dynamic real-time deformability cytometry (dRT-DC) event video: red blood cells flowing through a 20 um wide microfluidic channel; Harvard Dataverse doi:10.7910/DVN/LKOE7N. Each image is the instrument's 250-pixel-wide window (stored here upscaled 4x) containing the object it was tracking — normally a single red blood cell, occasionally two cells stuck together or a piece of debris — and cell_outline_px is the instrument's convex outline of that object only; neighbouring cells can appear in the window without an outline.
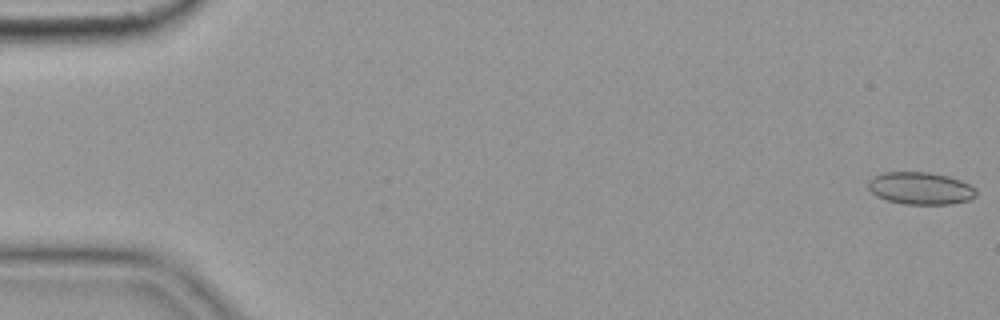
{"species": "common noctule bat (a hibernating species)", "species_latin": "Nyctalus noctula", "temperature_condition": "cold", "stored_images_in_passage": 56, "camera_frame_rate_fps": 3000, "um_per_image_px": 0.085, "animal": {"sex": "female", "body_mass_g": 19.9}, "frame": {"image": 1, "passage_image": 1, "time_ms": 0.0, "image_size_px": [1000, 320], "cell_outline_px": [[976, 196], [968, 200], [948, 204], [904, 204], [888, 200], [876, 196], [868, 188], [868, 180], [872, 176], [884, 172], [928, 172], [948, 176], [960, 180], [976, 188]], "centroid_in_image_um": [78.22, 16.0], "position_along_channel_um": 6.8, "area_um2": 20.35}}
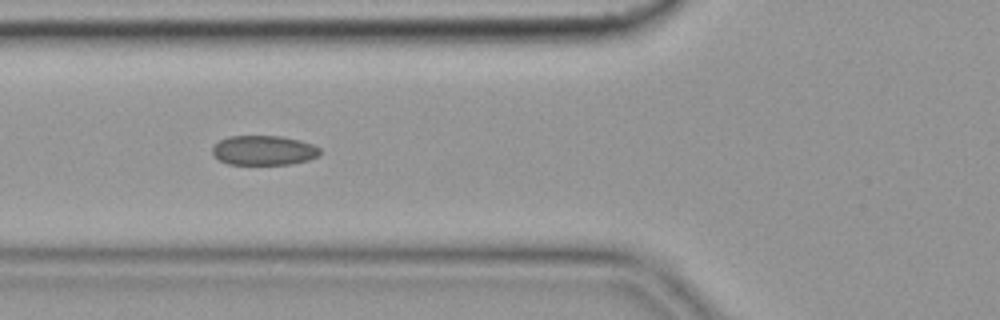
{"frame": {"image": 2, "passage_image": 21, "time_ms": 6.667, "image_size_px": [1000, 320], "cell_outline_px": [[320, 156], [308, 160], [292, 164], [228, 164], [220, 160], [212, 152], [212, 148], [220, 140], [228, 136], [280, 136], [300, 140], [312, 144], [320, 148]], "centroid_in_image_um": [22.45, 12.78], "position_along_channel_um": 103.4, "area_um2": 18.55}}
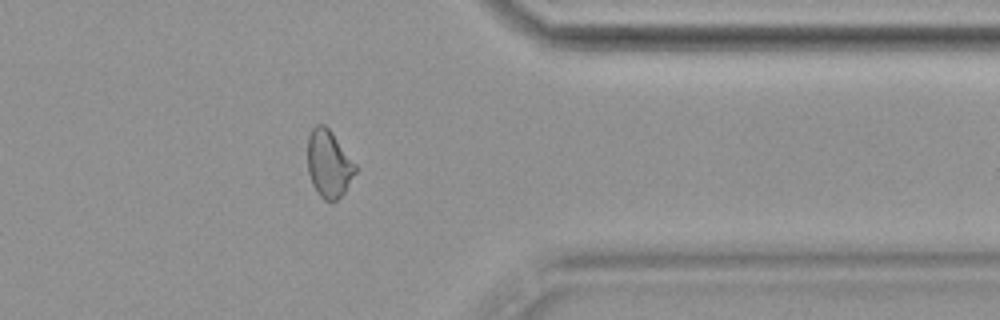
{"frame": {"image": 3, "passage_image": 45, "time_ms": 14.667, "image_size_px": [1000, 320], "cell_outline_px": [[356, 172], [344, 192], [332, 204], [324, 200], [320, 196], [312, 184], [308, 172], [308, 136], [312, 128], [316, 124], [324, 124], [332, 132], [356, 164]], "centroid_in_image_um": [27.94, 13.93], "position_along_channel_um": 383.5, "area_um2": 18.79}, "authors_computed_cell_mechanics": {"area_um2": 19.1896, "velocity_mm_per_s": 3.6342, "shape_relaxation_time_tau1_ms": 11.3432, "shape_relaxation_time_tau2_ms": 2.2047, "deformation_change_tau1": 0.1588, "deformation_change_tau2": 0.0731}}